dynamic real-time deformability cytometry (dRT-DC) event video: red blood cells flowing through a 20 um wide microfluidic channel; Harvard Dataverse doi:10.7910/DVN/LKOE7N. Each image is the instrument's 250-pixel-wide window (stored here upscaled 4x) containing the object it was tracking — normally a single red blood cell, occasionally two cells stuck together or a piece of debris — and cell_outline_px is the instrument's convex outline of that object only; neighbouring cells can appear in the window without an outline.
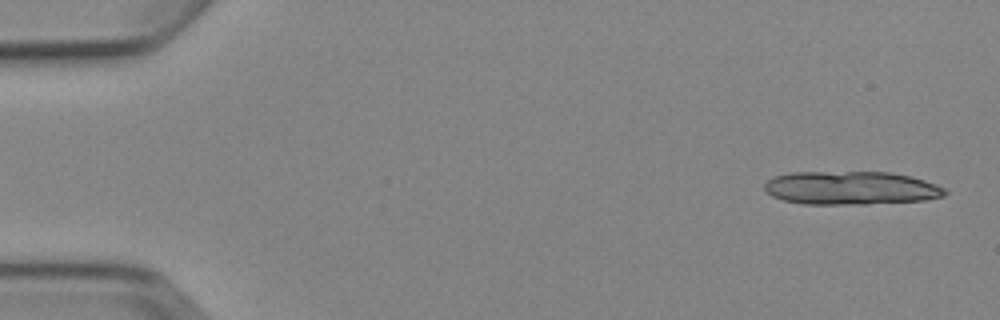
{"species": "Egyptian fruit bat (a non-hibernating species)", "species_latin": "Rousettus aegyptiacus", "temperature_condition": "cold", "stored_images_in_passage": 4, "camera_frame_rate_fps": 3000, "um_per_image_px": 0.085, "animal": {"sex": "female"}, "frame": {"image": 1, "passage_image": 1, "time_ms": 0.0, "image_size_px": [1000, 320], "cell_outline_px": [[948, 192], [944, 196], [924, 200], [868, 204], [804, 204], [784, 200], [772, 196], [764, 188], [764, 184], [772, 176], [788, 172], [892, 172], [924, 180], [936, 184], [944, 188]], "centroid_in_image_um": [72.31, 15.97], "position_along_channel_um": 12.7, "area_um2": 35.26}}